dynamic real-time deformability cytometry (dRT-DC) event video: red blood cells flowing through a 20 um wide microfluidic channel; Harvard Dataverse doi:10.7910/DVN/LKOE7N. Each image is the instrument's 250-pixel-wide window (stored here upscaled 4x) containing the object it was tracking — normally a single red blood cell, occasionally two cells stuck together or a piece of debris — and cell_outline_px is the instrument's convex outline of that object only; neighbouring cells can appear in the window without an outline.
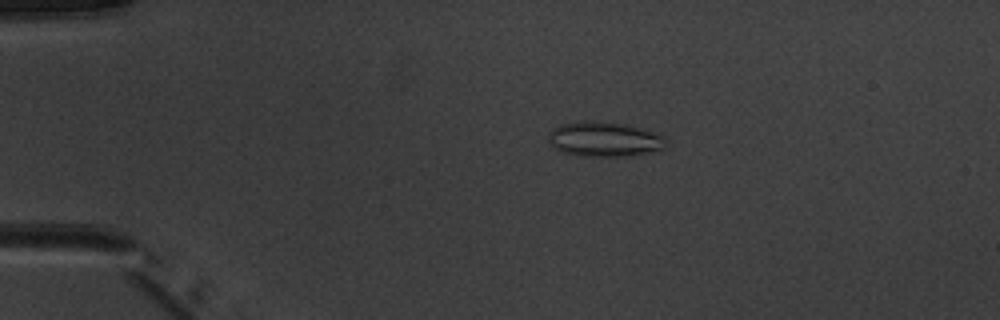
{"species": "common noctule bat (a hibernating species)", "species_latin": "Nyctalus noctula", "temperature_condition": "warm", "stored_images_in_passage": 51, "camera_frame_rate_fps": 3000, "um_per_image_px": 0.085, "animal": {"sex": "male", "body_mass_g": 20.1, "forearm_length_mm": 53.5}, "frame": {"image": 1, "passage_image": 11, "time_ms": 3.333, "image_size_px": [1000, 320], "cell_outline_px": [[664, 140], [660, 148], [648, 152], [620, 156], [584, 156], [560, 152], [548, 140], [548, 132], [552, 128], [560, 124], [584, 120], [588, 120], [624, 124], [664, 136]], "centroid_in_image_um": [51.23, 11.82], "position_along_channel_um": 33.8, "area_um2": 23.29}}
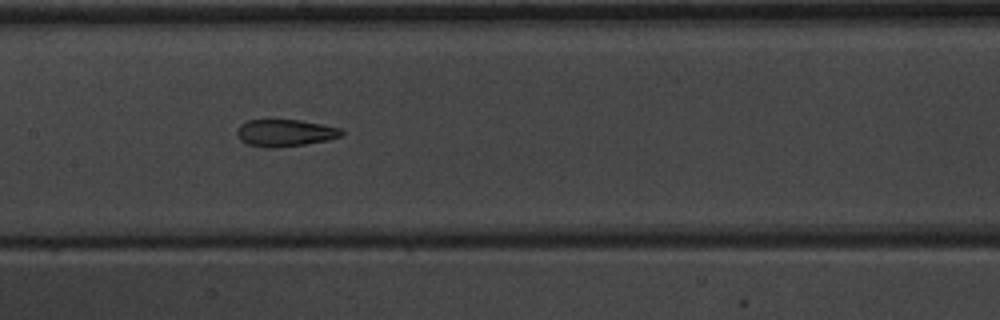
{"frame": {"image": 2, "passage_image": 26, "time_ms": 8.333, "image_size_px": [1000, 320], "cell_outline_px": [[344, 136], [328, 140], [304, 144], [272, 148], [268, 148], [248, 144], [240, 140], [236, 136], [236, 128], [240, 124], [248, 120], [300, 120], [340, 128], [344, 132]], "centroid_in_image_um": [24.21, 11.29], "position_along_channel_um": 183.2, "area_um2": 16.53}}
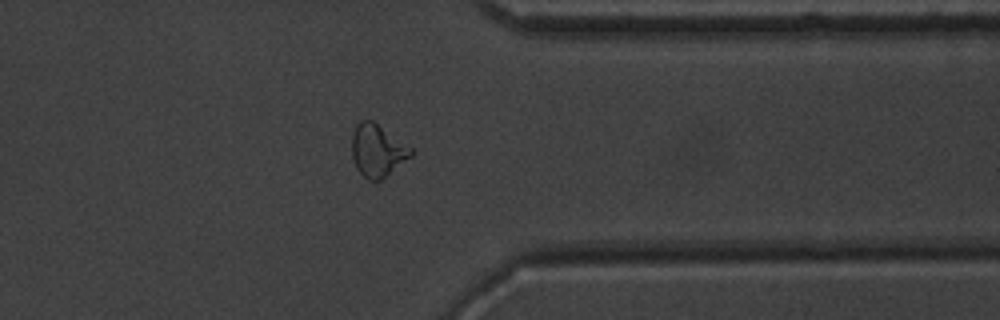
{"frame": {"image": 3, "passage_image": 41, "time_ms": 13.333, "image_size_px": [1000, 320], "cell_outline_px": [[412, 156], [380, 180], [368, 180], [356, 168], [352, 156], [352, 132], [356, 124], [360, 120], [372, 120], [412, 148]], "centroid_in_image_um": [32.06, 12.78], "position_along_channel_um": 379.3, "area_um2": 17.86}, "authors_computed_cell_mechanics": {"area_um2": 18.3226, "velocity_mm_per_s": 4.0175, "shape_relaxation_time_tau1_ms": null, "shape_relaxation_time_tau2_ms": 1.9534, "deformation_change_tau1": null, "deformation_change_tau2": 0.1067}}